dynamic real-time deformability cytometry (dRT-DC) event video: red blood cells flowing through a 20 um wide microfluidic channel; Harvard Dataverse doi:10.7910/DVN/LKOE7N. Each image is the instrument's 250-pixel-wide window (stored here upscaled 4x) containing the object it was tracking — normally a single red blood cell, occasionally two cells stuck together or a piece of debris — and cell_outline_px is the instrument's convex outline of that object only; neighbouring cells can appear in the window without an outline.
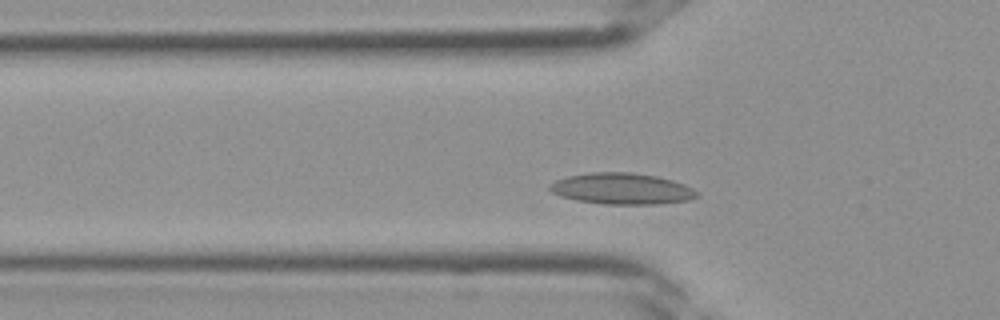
{"species": "Egyptian fruit bat (a non-hibernating species)", "species_latin": "Rousettus aegyptiacus", "temperature_condition": "room temperature", "stored_images_in_passage": 32, "camera_frame_rate_fps": 3000, "um_per_image_px": 0.085, "frame": {"image": 1, "passage_image": 6, "time_ms": 1.667, "image_size_px": [1000, 320], "cell_outline_px": [[700, 196], [688, 200], [660, 204], [604, 204], [576, 200], [560, 196], [552, 192], [548, 188], [548, 184], [556, 180], [568, 176], [592, 172], [632, 172], [656, 176], [672, 180], [684, 184], [700, 192]], "centroid_in_image_um": [52.87, 16.04], "position_along_channel_um": 72.9, "area_um2": 26.93}}
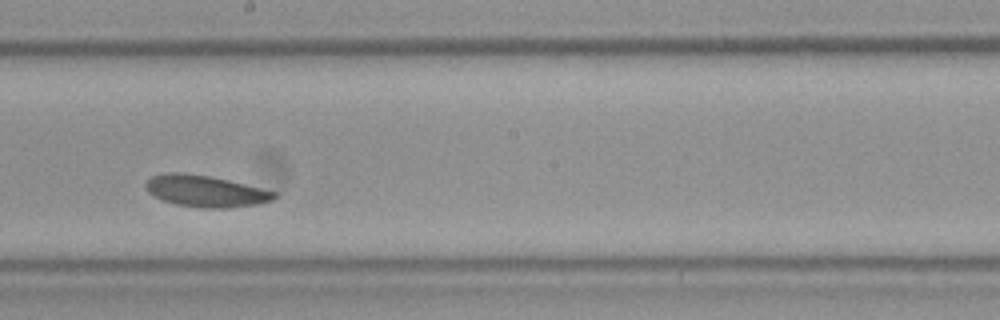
{"frame": {"image": 2, "passage_image": 15, "time_ms": 4.667, "image_size_px": [1000, 320], "cell_outline_px": [[276, 196], [272, 200], [256, 204], [228, 208], [204, 208], [176, 204], [164, 200], [148, 192], [144, 184], [152, 176], [164, 172], [180, 172], [208, 176], [228, 180], [276, 192]], "centroid_in_image_um": [17.44, 16.24], "position_along_channel_um": 230.8, "area_um2": 23.29}}
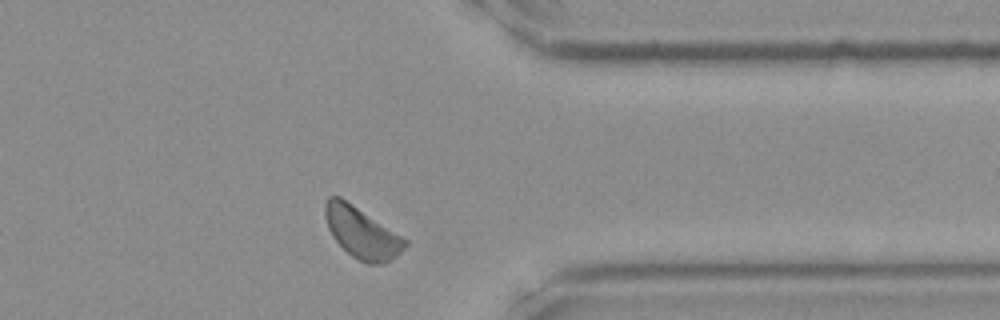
{"frame": {"image": 3, "passage_image": 24, "time_ms": 7.667, "image_size_px": [1000, 320], "cell_outline_px": [[408, 244], [396, 256], [384, 264], [368, 264], [352, 256], [332, 236], [328, 228], [324, 216], [324, 204], [328, 196], [340, 196], [408, 240]], "centroid_in_image_um": [30.73, 19.77], "position_along_channel_um": 380.7, "area_um2": 23.58}}